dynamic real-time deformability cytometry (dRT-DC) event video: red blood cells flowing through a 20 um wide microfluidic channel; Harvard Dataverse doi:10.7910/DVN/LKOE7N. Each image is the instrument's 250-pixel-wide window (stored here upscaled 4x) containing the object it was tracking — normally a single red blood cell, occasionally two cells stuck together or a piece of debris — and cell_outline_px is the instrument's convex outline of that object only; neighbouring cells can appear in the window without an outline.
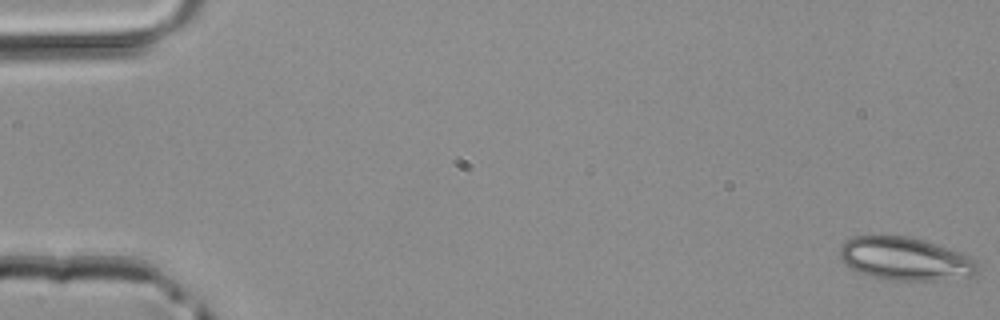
{"species": "common noctule bat (a hibernating species)", "species_latin": "Nyctalus noctula", "temperature_condition": "room temperature", "stored_images_in_passage": 47, "camera_frame_rate_fps": 3000, "um_per_image_px": 0.085, "animal": {"sex": "male", "body_mass_g": 20.4}, "frame": {"image": 1, "passage_image": 1, "time_ms": 0.0, "image_size_px": [1000, 320], "cell_outline_px": [[980, 272], [972, 276], [936, 280], [884, 280], [860, 272], [844, 264], [840, 260], [840, 248], [852, 236], [908, 236], [924, 240], [960, 252], [976, 260], [980, 268]], "centroid_in_image_um": [76.97, 22.01], "position_along_channel_um": 8.0, "area_um2": 34.56}}
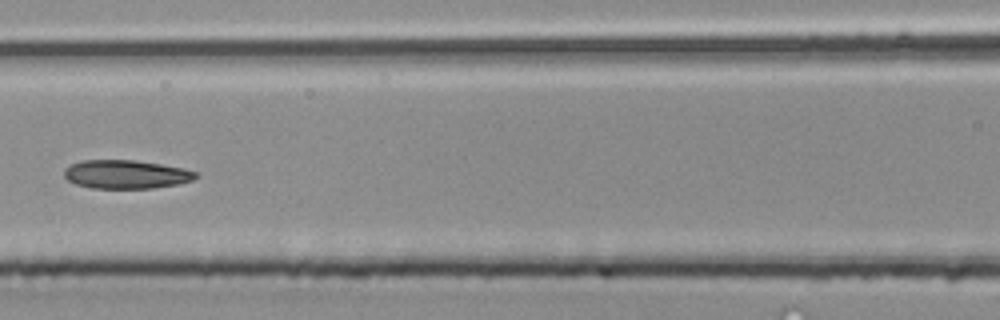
{"frame": {"image": 2, "passage_image": 22, "time_ms": 7.0, "image_size_px": [1000, 320], "cell_outline_px": [[200, 176], [192, 180], [176, 184], [152, 188], [92, 188], [76, 184], [68, 180], [64, 176], [64, 168], [80, 160], [136, 160], [184, 168], [200, 172]], "centroid_in_image_um": [10.74, 14.81], "position_along_channel_um": 155.9, "area_um2": 22.02}}
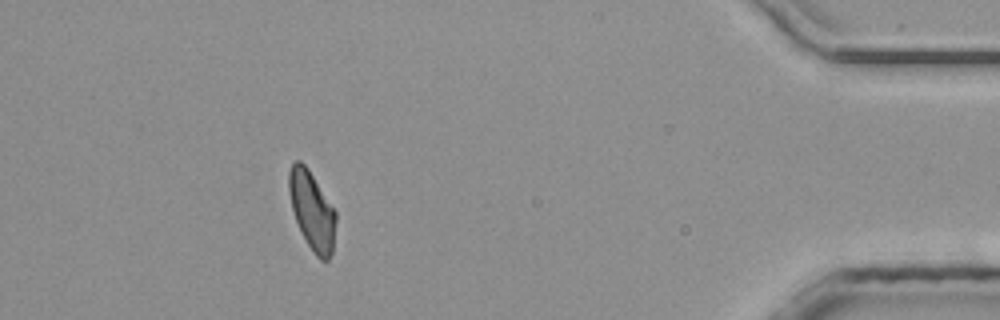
{"frame": {"image": 3, "passage_image": 43, "time_ms": 14.0, "image_size_px": [1000, 320], "cell_outline_px": [[336, 220], [332, 252], [328, 260], [320, 260], [312, 252], [300, 232], [292, 208], [288, 188], [288, 172], [292, 164], [296, 160], [300, 160], [308, 168], [336, 212]], "centroid_in_image_um": [26.51, 17.91], "position_along_channel_um": 408.7, "area_um2": 21.39}}